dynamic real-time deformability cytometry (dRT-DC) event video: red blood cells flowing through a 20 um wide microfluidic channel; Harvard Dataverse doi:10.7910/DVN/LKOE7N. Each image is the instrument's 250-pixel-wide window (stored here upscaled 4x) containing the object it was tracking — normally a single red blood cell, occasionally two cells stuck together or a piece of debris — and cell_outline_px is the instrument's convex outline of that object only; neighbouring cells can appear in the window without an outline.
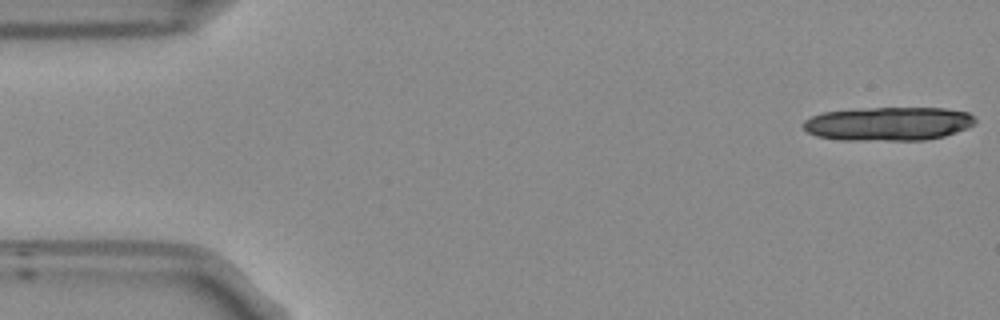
{"species": "Egyptian fruit bat (a non-hibernating species)", "species_latin": "Rousettus aegyptiacus", "temperature_condition": "room temperature", "stored_images_in_passage": 17, "camera_frame_rate_fps": 3000, "um_per_image_px": 0.085, "frame": {"image": 1, "passage_image": 1, "time_ms": 0.0, "image_size_px": [1000, 320], "cell_outline_px": [[976, 124], [968, 128], [944, 136], [924, 140], [840, 140], [816, 136], [808, 132], [804, 128], [804, 120], [820, 112], [868, 108], [944, 108], [968, 112], [976, 120]], "centroid_in_image_um": [75.52, 10.52], "position_along_channel_um": 9.5, "area_um2": 33.87}}